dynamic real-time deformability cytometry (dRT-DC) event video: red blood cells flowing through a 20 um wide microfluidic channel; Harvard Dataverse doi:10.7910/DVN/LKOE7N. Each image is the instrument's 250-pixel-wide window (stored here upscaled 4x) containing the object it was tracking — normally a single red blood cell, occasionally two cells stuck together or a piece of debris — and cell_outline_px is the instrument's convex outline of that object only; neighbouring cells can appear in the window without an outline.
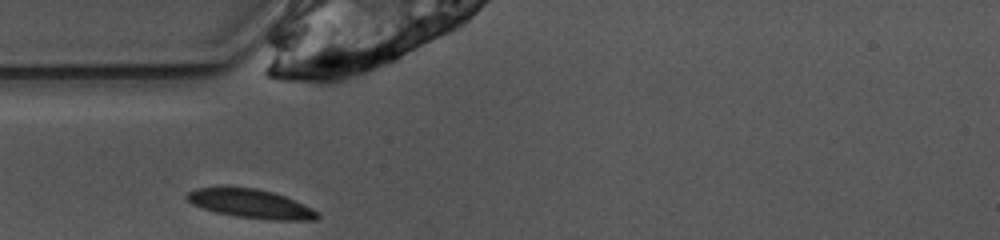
{"species": "common noctule bat (a hibernating species)", "species_latin": "Nyctalus noctula", "temperature_condition": "warm", "stored_images_in_passage": 24, "camera_frame_rate_fps": 3000, "um_per_image_px": 0.085, "animal": {"sex": "female", "body_mass_g": 10.0, "forearm_length_mm": 53.1}, "frame": {"image": 1, "passage_image": 1, "time_ms": 0.0, "image_size_px": [1000, 240], "cell_outline_px": [[320, 216], [316, 220], [268, 220], [236, 216], [216, 212], [192, 204], [184, 196], [188, 192], [196, 188], [256, 188], [272, 192], [284, 196], [312, 208]], "centroid_in_image_um": [21.32, 17.33], "position_along_channel_um": 63.7, "area_um2": 21.56}}
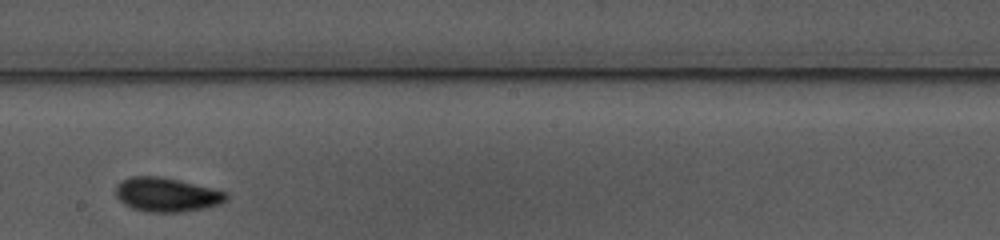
{"frame": {"image": 2, "passage_image": 14, "time_ms": 4.333, "image_size_px": [1000, 240], "cell_outline_px": [[228, 200], [220, 204], [204, 208], [180, 212], [144, 212], [132, 208], [124, 204], [116, 196], [116, 184], [120, 180], [128, 176], [160, 176], [180, 180], [228, 192]], "centroid_in_image_um": [14.15, 16.54], "position_along_channel_um": 234.0, "area_um2": 22.25}}
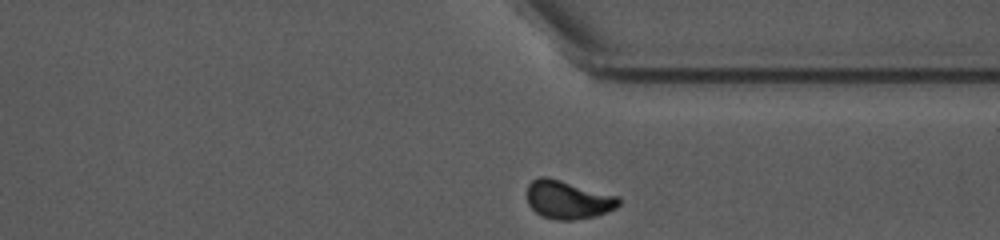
{"frame": {"image": 3, "passage_image": 24, "time_ms": 7.667, "image_size_px": [1000, 240], "cell_outline_px": [[620, 204], [616, 208], [608, 212], [596, 216], [572, 220], [556, 220], [540, 216], [528, 204], [528, 184], [532, 180], [540, 176], [548, 176], [620, 196]], "centroid_in_image_um": [48.3, 16.97], "position_along_channel_um": 363.1, "area_um2": 20.81}, "authors_computed_cell_mechanics": {"area_um2": 21.1259, "velocity_mm_per_s": 3.8963, "shape_relaxation_time_tau1_ms": 3.4769, "shape_relaxation_time_tau2_ms": 1.7352, "deformation_change_tau1": 0.131, "deformation_change_tau2": 0.0519}}